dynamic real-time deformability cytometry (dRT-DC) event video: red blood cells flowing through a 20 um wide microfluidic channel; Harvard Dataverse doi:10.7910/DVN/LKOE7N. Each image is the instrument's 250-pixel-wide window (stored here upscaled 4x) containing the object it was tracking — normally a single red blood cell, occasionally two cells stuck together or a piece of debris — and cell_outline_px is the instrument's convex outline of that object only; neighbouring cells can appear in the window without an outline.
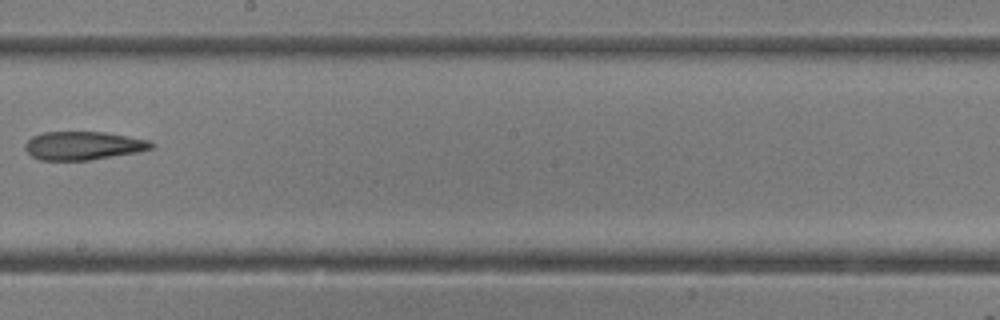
{"species": "common noctule bat (a hibernating species)", "species_latin": "Nyctalus noctula", "temperature_condition": "room temperature", "stored_images_in_passage": 27, "camera_frame_rate_fps": 3000, "um_per_image_px": 0.085, "animal": {"sex": "female"}, "frame": {"image": 1, "passage_image": 16, "time_ms": 5.0, "image_size_px": [1000, 320], "cell_outline_px": [[156, 148], [140, 152], [88, 160], [40, 160], [32, 156], [24, 148], [24, 144], [32, 136], [44, 132], [104, 132], [148, 140], [156, 144]], "centroid_in_image_um": [7.11, 12.38], "position_along_channel_um": 241.1, "area_um2": 20.98}}